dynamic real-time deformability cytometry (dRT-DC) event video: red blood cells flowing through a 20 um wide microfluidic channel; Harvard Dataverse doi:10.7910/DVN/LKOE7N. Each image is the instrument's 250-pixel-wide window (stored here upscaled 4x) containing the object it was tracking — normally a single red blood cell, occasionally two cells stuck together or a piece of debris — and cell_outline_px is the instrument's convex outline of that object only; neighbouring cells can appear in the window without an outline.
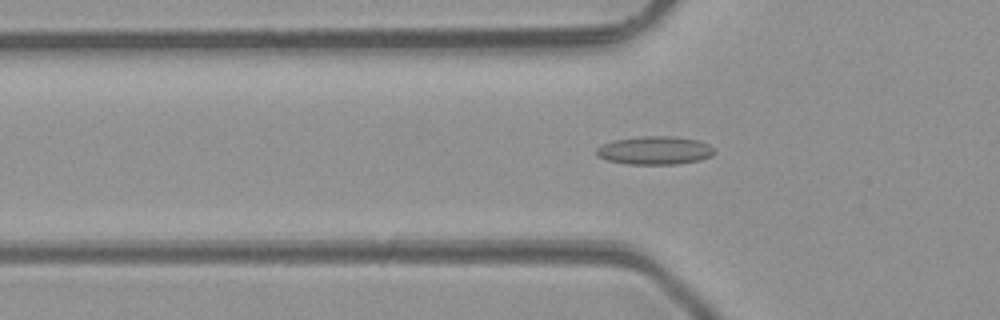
{"species": "common noctule bat (a hibernating species)", "species_latin": "Nyctalus noctula", "temperature_condition": "room temperature", "stored_images_in_passage": 48, "camera_frame_rate_fps": 3000, "um_per_image_px": 0.085, "animal": {"sex": "male", "body_mass_g": 23.1, "forearm_length_mm": 52.7}, "frame": {"image": 1, "passage_image": 16, "time_ms": 5.0, "image_size_px": [1000, 320], "cell_outline_px": [[716, 152], [712, 156], [700, 160], [680, 164], [628, 164], [608, 160], [596, 156], [596, 148], [612, 140], [644, 136], [676, 136], [700, 140], [708, 144]], "centroid_in_image_um": [55.69, 12.78], "position_along_channel_um": 70.1, "area_um2": 19.59}}
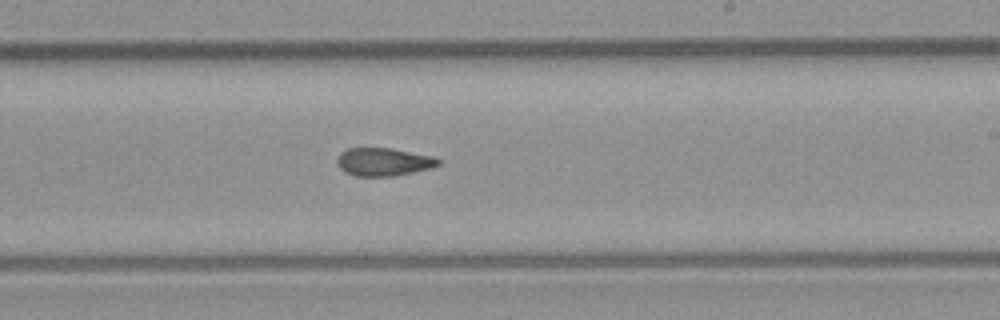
{"frame": {"image": 2, "passage_image": 29, "time_ms": 9.333, "image_size_px": [1000, 320], "cell_outline_px": [[440, 164], [432, 168], [392, 176], [356, 176], [344, 172], [336, 164], [336, 160], [340, 152], [348, 148], [392, 148], [432, 156], [440, 160]], "centroid_in_image_um": [32.57, 13.75], "position_along_channel_um": 256.4, "area_um2": 16.59}}
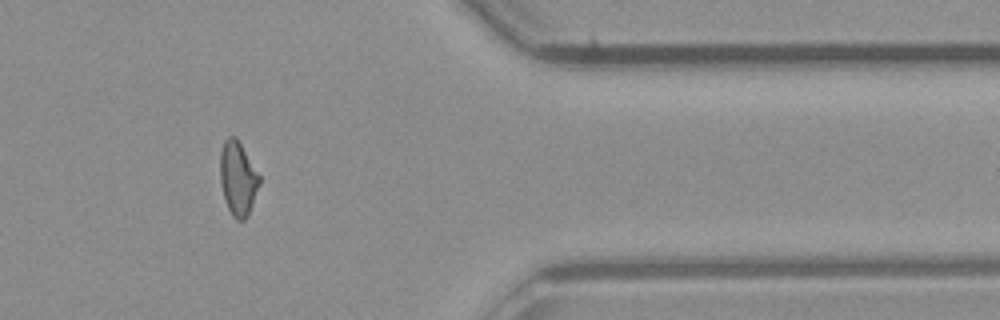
{"frame": {"image": 3, "passage_image": 40, "time_ms": 13.0, "image_size_px": [1000, 320], "cell_outline_px": [[260, 184], [248, 216], [244, 220], [236, 220], [232, 216], [224, 200], [220, 180], [220, 152], [224, 140], [228, 136], [236, 136], [260, 176]], "centroid_in_image_um": [20.21, 15.17], "position_along_channel_um": 391.2, "area_um2": 17.05}, "authors_computed_cell_mechanics": {"area_um2": 17.2244, "velocity_mm_per_s": 4.2718, "shape_relaxation_time_tau1_ms": null, "shape_relaxation_time_tau2_ms": 2.7415, "deformation_change_tau1": null, "deformation_change_tau2": 0.0997}}